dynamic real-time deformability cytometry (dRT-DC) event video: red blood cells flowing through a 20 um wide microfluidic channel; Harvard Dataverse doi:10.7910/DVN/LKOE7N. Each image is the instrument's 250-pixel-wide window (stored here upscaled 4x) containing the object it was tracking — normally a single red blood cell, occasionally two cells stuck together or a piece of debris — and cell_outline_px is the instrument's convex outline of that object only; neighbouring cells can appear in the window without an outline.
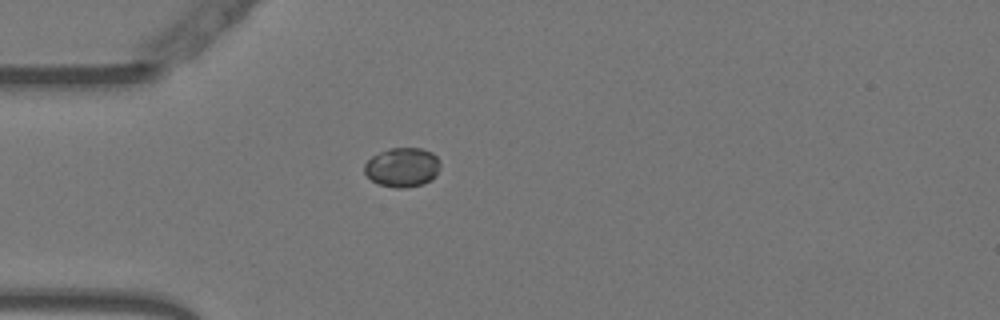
{"species": "Egyptian fruit bat (a non-hibernating species)", "species_latin": "Rousettus aegyptiacus", "temperature_condition": "warm", "stored_images_in_passage": 40, "camera_frame_rate_fps": 3000, "um_per_image_px": 0.085, "animal": {"sex": "female"}, "frame": {"image": 1, "passage_image": 1, "time_ms": 0.0, "image_size_px": [1000, 320], "cell_outline_px": [[440, 168], [436, 176], [432, 180], [424, 184], [404, 188], [396, 188], [376, 184], [364, 172], [364, 164], [372, 156], [388, 148], [420, 148], [432, 152], [436, 156], [440, 164]], "centroid_in_image_um": [34.21, 14.23], "position_along_channel_um": 50.8, "area_um2": 17.57}}
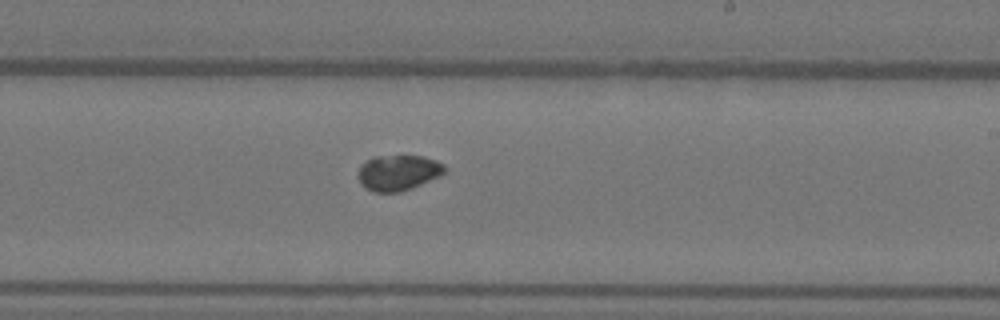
{"frame": {"image": 2, "passage_image": 18, "time_ms": 5.667, "image_size_px": [1000, 320], "cell_outline_px": [[444, 172], [440, 176], [412, 188], [400, 192], [372, 192], [364, 188], [360, 184], [360, 168], [368, 160], [376, 156], [424, 156], [436, 160], [444, 164]], "centroid_in_image_um": [33.87, 14.69], "position_along_channel_um": 255.1, "area_um2": 17.74}}
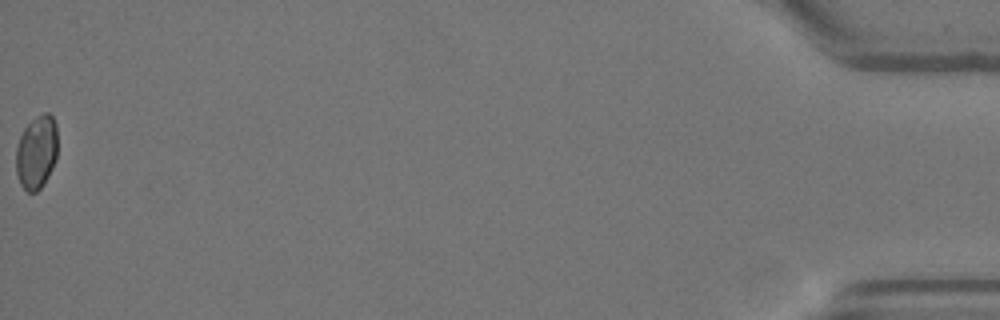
{"frame": {"image": 3, "passage_image": 40, "time_ms": 13.0, "image_size_px": [1000, 320], "cell_outline_px": [[56, 160], [44, 184], [36, 192], [28, 192], [20, 184], [16, 172], [16, 148], [20, 136], [24, 128], [36, 116], [44, 112], [48, 112], [52, 116], [56, 124]], "centroid_in_image_um": [3.1, 12.94], "position_along_channel_um": 432.1, "area_um2": 17.8}, "authors_computed_cell_mechanics": {"area_um2": 18.0625, "velocity_mm_per_s": 3.7833, "shape_relaxation_time_tau1_ms": 3.3822, "shape_relaxation_time_tau2_ms": null, "deformation_change_tau1": 0.0722, "deformation_change_tau2": null}}